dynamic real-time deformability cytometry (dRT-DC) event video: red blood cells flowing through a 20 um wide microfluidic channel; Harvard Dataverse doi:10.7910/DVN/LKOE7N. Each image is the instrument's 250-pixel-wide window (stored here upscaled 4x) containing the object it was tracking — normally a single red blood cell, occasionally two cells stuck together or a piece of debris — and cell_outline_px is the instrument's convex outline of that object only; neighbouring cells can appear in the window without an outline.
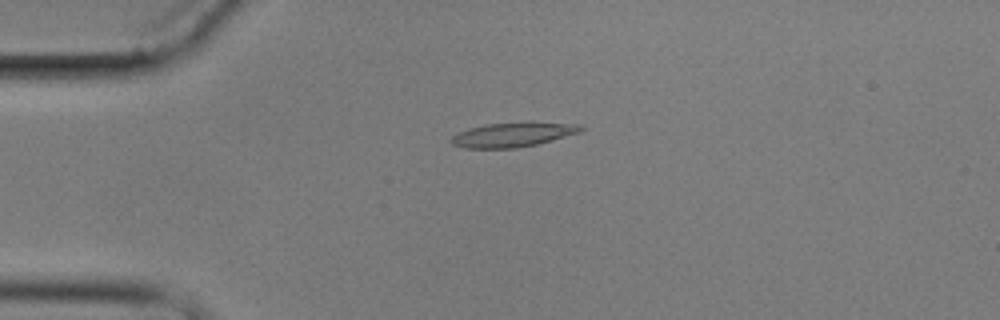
{"species": "common noctule bat (a hibernating species)", "species_latin": "Nyctalus noctula", "temperature_condition": "cold", "stored_images_in_passage": 1, "camera_frame_rate_fps": 3000, "um_per_image_px": 0.085, "animal": {"sex": "male", "body_mass_g": 17.9}, "frame": {"image": 1, "passage_image": 1, "time_ms": 0.0, "image_size_px": [1000, 320], "cell_outline_px": [[584, 128], [580, 132], [552, 140], [536, 144], [516, 148], [464, 148], [452, 144], [448, 140], [452, 136], [460, 132], [472, 128], [488, 124], [580, 124]], "centroid_in_image_um": [43.53, 11.49], "position_along_channel_um": 41.5, "area_um2": 17.51}}